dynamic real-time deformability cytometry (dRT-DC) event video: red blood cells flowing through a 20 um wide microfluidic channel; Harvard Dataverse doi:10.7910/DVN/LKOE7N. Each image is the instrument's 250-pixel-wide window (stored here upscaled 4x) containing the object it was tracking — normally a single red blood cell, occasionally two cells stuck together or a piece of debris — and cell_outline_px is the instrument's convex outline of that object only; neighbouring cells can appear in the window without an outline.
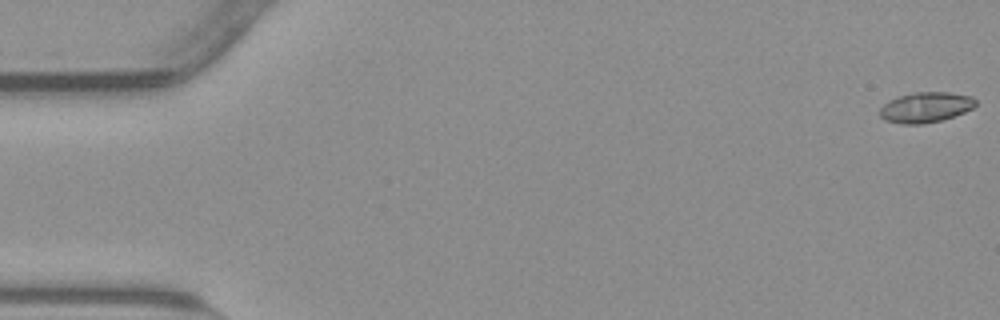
{"species": "common noctule bat (a hibernating species)", "species_latin": "Nyctalus noctula", "temperature_condition": "warm", "stored_images_in_passage": 55, "camera_frame_rate_fps": 3000, "um_per_image_px": 0.085, "animal": {"sex": "male", "body_mass_g": 23.1, "forearm_length_mm": 52.7}, "frame": {"image": 1, "passage_image": 1, "time_ms": 0.0, "image_size_px": [1000, 320], "cell_outline_px": [[976, 104], [972, 108], [964, 112], [940, 120], [920, 124], [904, 124], [884, 120], [880, 116], [880, 108], [888, 100], [896, 96], [916, 92], [948, 92], [972, 96], [976, 100]], "centroid_in_image_um": [78.65, 9.1], "position_along_channel_um": 6.3, "area_um2": 16.88}}
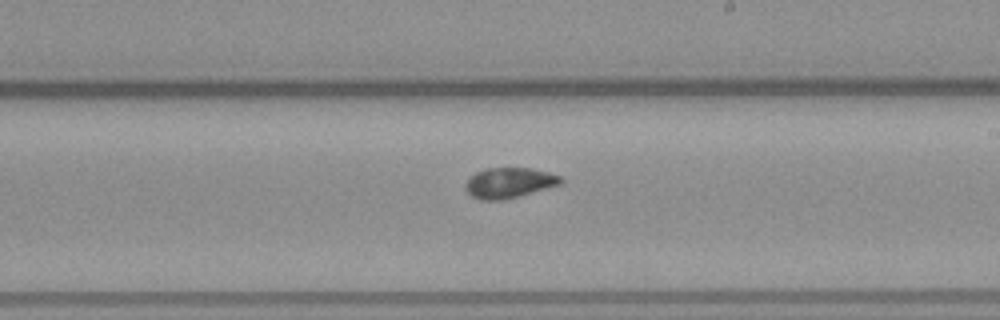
{"frame": {"image": 2, "passage_image": 32, "time_ms": 10.333, "image_size_px": [1000, 320], "cell_outline_px": [[564, 180], [560, 184], [516, 196], [500, 200], [480, 200], [472, 196], [464, 188], [464, 184], [476, 172], [484, 168], [532, 168], [548, 172], [560, 176]], "centroid_in_image_um": [43.25, 15.52], "position_along_channel_um": 245.8, "area_um2": 16.59}}
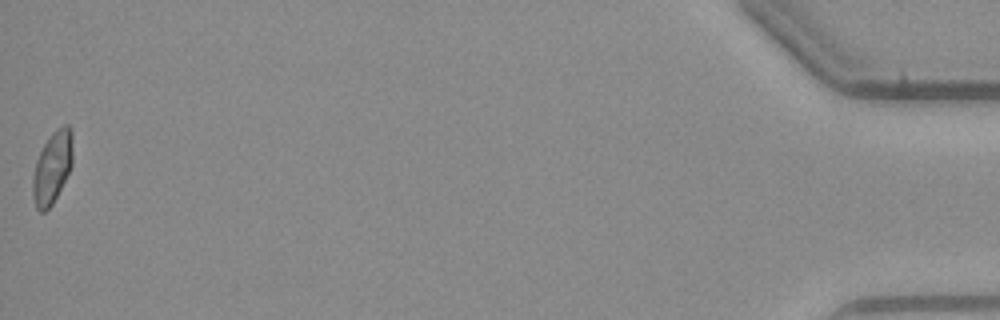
{"frame": {"image": 3, "passage_image": 55, "time_ms": 18.0, "image_size_px": [1000, 320], "cell_outline_px": [[72, 164], [52, 204], [44, 212], [40, 212], [36, 208], [32, 196], [32, 176], [36, 160], [44, 144], [52, 132], [56, 128], [64, 124], [68, 124], [72, 128]], "centroid_in_image_um": [4.43, 14.2], "position_along_channel_um": 430.8, "area_um2": 16.76}}